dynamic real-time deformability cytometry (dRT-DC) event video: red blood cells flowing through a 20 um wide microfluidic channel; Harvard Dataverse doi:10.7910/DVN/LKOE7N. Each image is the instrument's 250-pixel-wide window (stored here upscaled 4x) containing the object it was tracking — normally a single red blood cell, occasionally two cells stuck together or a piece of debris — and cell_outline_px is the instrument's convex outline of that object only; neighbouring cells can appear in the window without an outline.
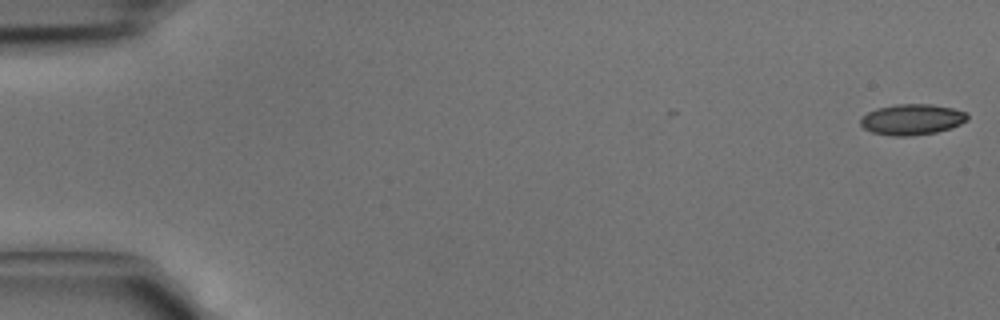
{"species": "common noctule bat (a hibernating species)", "species_latin": "Nyctalus noctula", "temperature_condition": "cold", "stored_images_in_passage": 43, "camera_frame_rate_fps": 3000, "um_per_image_px": 0.085, "animal": {"sex": "male", "body_mass_g": 15.6}, "frame": {"image": 1, "passage_image": 1, "time_ms": 0.0, "image_size_px": [1000, 320], "cell_outline_px": [[968, 120], [952, 128], [936, 132], [912, 136], [892, 136], [872, 132], [864, 128], [860, 124], [860, 116], [876, 108], [896, 104], [928, 104], [952, 108], [968, 112]], "centroid_in_image_um": [77.51, 10.15], "position_along_channel_um": 7.5, "area_um2": 19.36}}
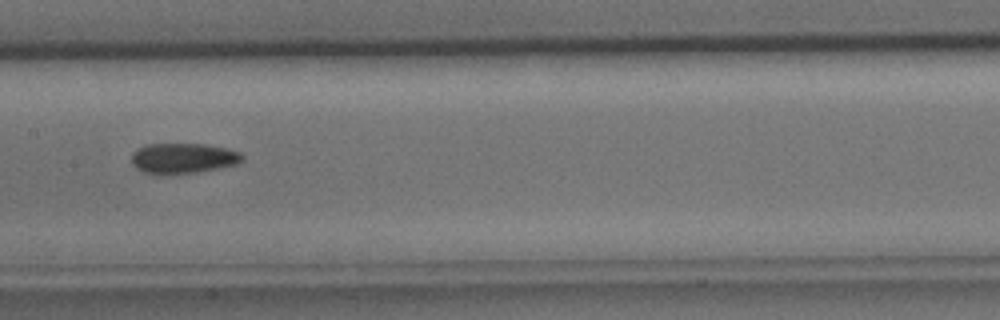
{"frame": {"image": 2, "passage_image": 22, "time_ms": 7.0, "image_size_px": [1000, 320], "cell_outline_px": [[244, 160], [236, 164], [220, 168], [196, 172], [168, 176], [144, 172], [136, 168], [132, 164], [132, 152], [136, 148], [148, 144], [204, 144], [228, 148], [240, 152], [244, 156]], "centroid_in_image_um": [15.56, 13.46], "position_along_channel_um": 191.8, "area_um2": 20.0}}
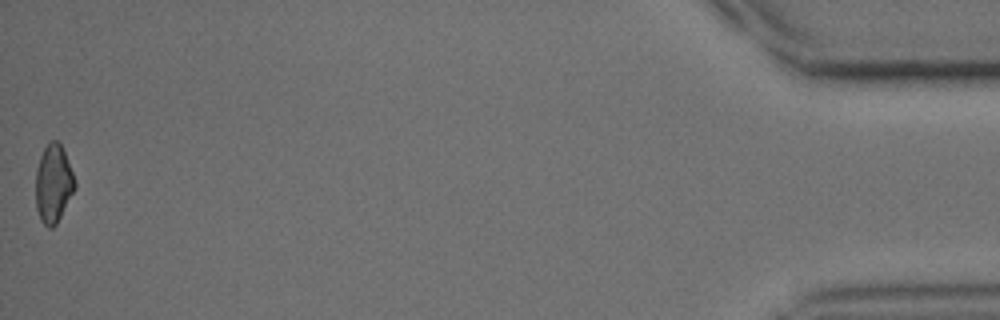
{"frame": {"image": 3, "passage_image": 43, "time_ms": 14.0, "image_size_px": [1000, 320], "cell_outline_px": [[76, 188], [56, 224], [52, 228], [48, 228], [40, 220], [36, 208], [36, 168], [40, 156], [44, 148], [52, 140], [56, 140], [60, 144], [64, 152], [76, 180]], "centroid_in_image_um": [4.54, 15.63], "position_along_channel_um": 430.7, "area_um2": 17.8}}